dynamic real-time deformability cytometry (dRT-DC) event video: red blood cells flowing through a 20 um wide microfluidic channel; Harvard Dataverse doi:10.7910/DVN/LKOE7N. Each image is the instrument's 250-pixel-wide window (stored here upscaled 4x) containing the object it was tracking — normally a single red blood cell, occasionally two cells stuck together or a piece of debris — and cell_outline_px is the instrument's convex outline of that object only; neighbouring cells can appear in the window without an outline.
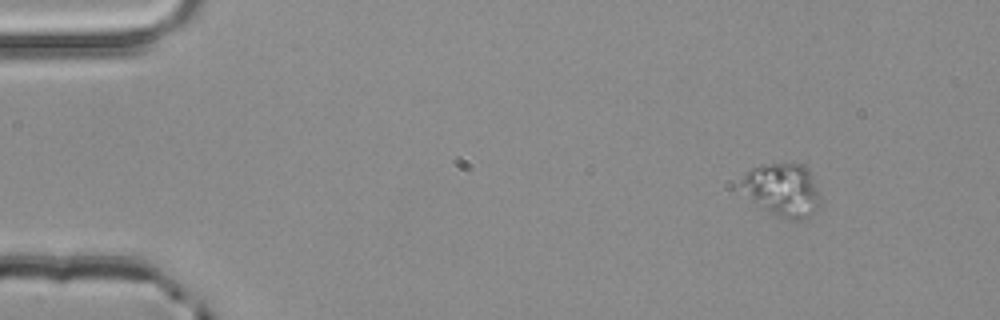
{"species": "common noctule bat (a hibernating species)", "species_latin": "Nyctalus noctula", "temperature_condition": "room temperature", "stored_images_in_passage": 3, "camera_frame_rate_fps": 3000, "um_per_image_px": 0.085, "animal": {"sex": "male", "body_mass_g": 20.4}, "frame": {"image": 1, "passage_image": 1, "time_ms": 0.0, "image_size_px": [1000, 320], "cell_outline_px": [[820, 208], [804, 220], [788, 220], [776, 216], [736, 192], [736, 188], [744, 176], [752, 168], [772, 164], [800, 164], [808, 168], [820, 196]], "centroid_in_image_um": [66.46, 16.19], "position_along_channel_um": 18.5, "area_um2": 25.03}}
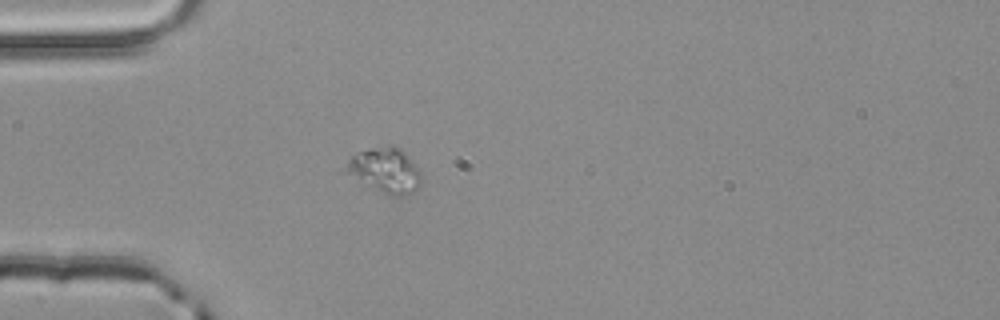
{"frame": {"image": 2, "passage_image": 3, "time_ms": 0.667, "image_size_px": [1000, 320], "cell_outline_px": [[420, 180], [416, 188], [412, 192], [400, 196], [392, 196], [360, 184], [336, 172], [356, 152], [368, 148], [396, 148], [404, 152], [416, 168], [420, 176]], "centroid_in_image_um": [32.51, 14.52], "position_along_channel_um": 52.5, "area_um2": 19.88}}